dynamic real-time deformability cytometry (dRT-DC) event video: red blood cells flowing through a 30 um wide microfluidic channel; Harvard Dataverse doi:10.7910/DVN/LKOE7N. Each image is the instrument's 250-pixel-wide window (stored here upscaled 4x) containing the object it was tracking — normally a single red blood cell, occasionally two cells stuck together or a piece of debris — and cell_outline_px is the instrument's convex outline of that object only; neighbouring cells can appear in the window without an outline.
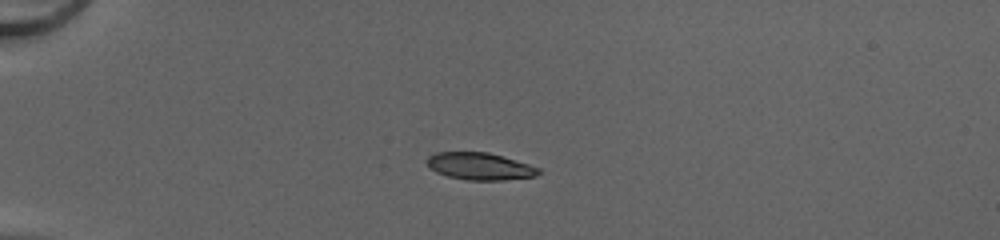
{"species": "common noctule bat (a hibernating species)", "species_latin": "Nyctalus noctula", "temperature_condition": "cold", "stored_images_in_passage": 37, "camera_frame_rate_fps": 3000, "um_per_image_px": 0.085, "animal": {"sex": "female", "body_mass_g": 20.0, "forearm_length_mm": 54.0}, "frame": {"image": 1, "passage_image": 1, "time_ms": 0.0, "image_size_px": [1000, 240], "cell_outline_px": [[540, 172], [536, 176], [504, 180], [468, 180], [448, 176], [436, 172], [428, 164], [428, 156], [436, 152], [488, 152], [528, 164], [540, 168]], "centroid_in_image_um": [40.8, 14.13], "position_along_channel_um": 44.2, "area_um2": 17.46}}
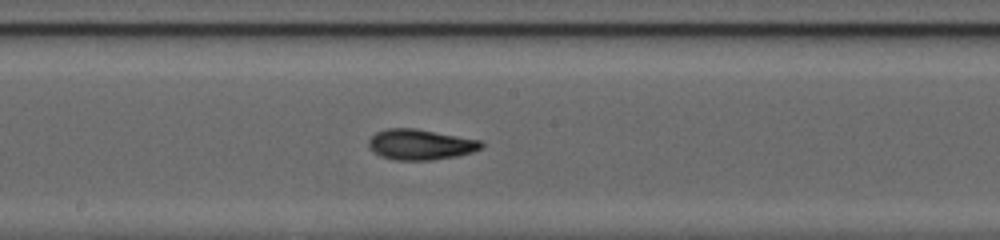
{"frame": {"image": 2, "passage_image": 16, "time_ms": 5.0, "image_size_px": [1000, 240], "cell_outline_px": [[484, 148], [472, 152], [456, 156], [432, 160], [396, 160], [380, 156], [368, 144], [368, 140], [376, 132], [388, 128], [416, 128], [484, 140]], "centroid_in_image_um": [35.81, 12.27], "position_along_channel_um": 212.4, "area_um2": 20.23}}
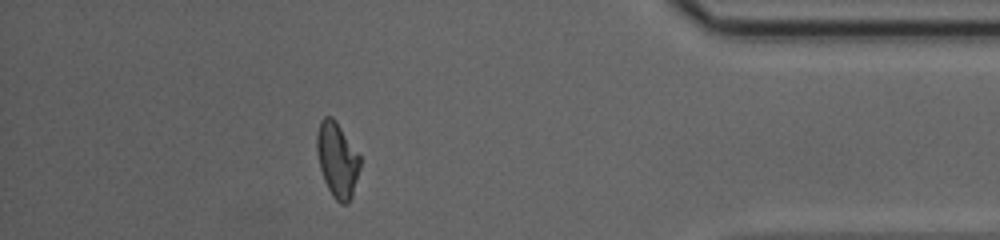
{"frame": {"image": 3, "passage_image": 32, "time_ms": 10.333, "image_size_px": [1000, 240], "cell_outline_px": [[360, 168], [352, 196], [348, 204], [340, 204], [332, 196], [324, 180], [320, 168], [316, 148], [316, 136], [320, 120], [324, 116], [332, 116], [336, 120], [360, 156]], "centroid_in_image_um": [28.66, 13.58], "position_along_channel_um": 406.5, "area_um2": 18.96}, "authors_computed_cell_mechanics": {"area_um2": 19.0162, "velocity_mm_per_s": 4.2455, "shape_relaxation_time_tau1_ms": 3.7373, "shape_relaxation_time_tau2_ms": 1.4562, "deformation_change_tau1": 0.1493, "deformation_change_tau2": 0.0734}}